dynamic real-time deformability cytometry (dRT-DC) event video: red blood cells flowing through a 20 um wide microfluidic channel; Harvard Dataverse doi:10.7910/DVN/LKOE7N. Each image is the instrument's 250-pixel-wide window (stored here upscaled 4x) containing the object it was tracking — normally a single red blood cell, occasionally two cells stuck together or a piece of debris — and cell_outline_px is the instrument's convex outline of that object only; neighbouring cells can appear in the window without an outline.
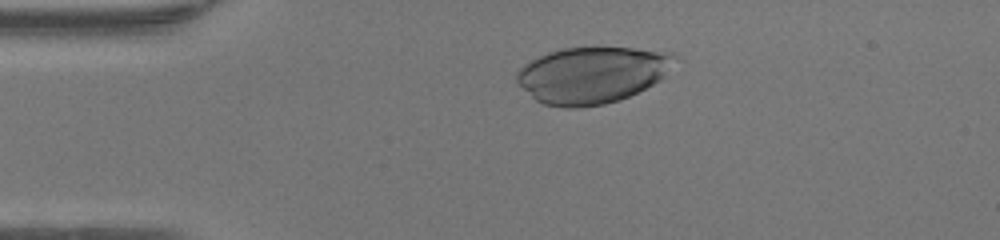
{"species": "human", "species_latin": "Homo sapiens", "temperature_condition": "warm", "stored_images_in_passage": 37, "camera_frame_rate_fps": 3000, "um_per_image_px": 0.085, "donor": {"sex": "female"}, "frame": {"image": 1, "passage_image": 8, "time_ms": 2.333, "image_size_px": [1000, 240], "cell_outline_px": [[676, 56], [664, 76], [660, 80], [620, 100], [604, 104], [580, 108], [564, 108], [544, 104], [536, 100], [516, 80], [516, 72], [524, 64], [548, 52], [560, 48], [632, 48], [672, 52]], "centroid_in_image_um": [50.31, 6.37], "position_along_channel_um": 34.7, "area_um2": 51.56}}
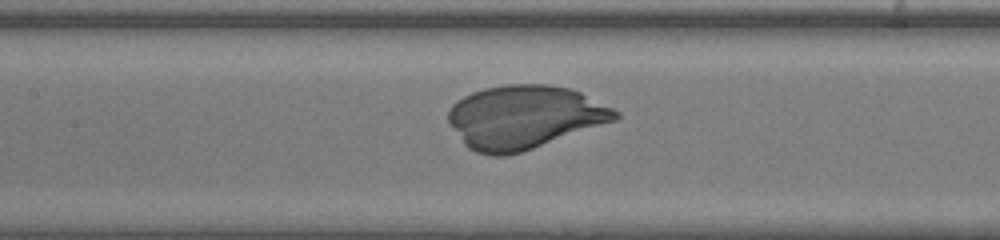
{"frame": {"image": 2, "passage_image": 20, "time_ms": 6.333, "image_size_px": [1000, 240], "cell_outline_px": [[620, 116], [616, 120], [520, 152], [504, 156], [492, 156], [476, 152], [468, 148], [464, 144], [448, 120], [448, 108], [456, 100], [472, 92], [484, 88], [504, 84], [548, 84], [568, 88], [580, 92], [620, 112]], "centroid_in_image_um": [44.53, 9.94], "position_along_channel_um": 162.9, "area_um2": 61.27}}
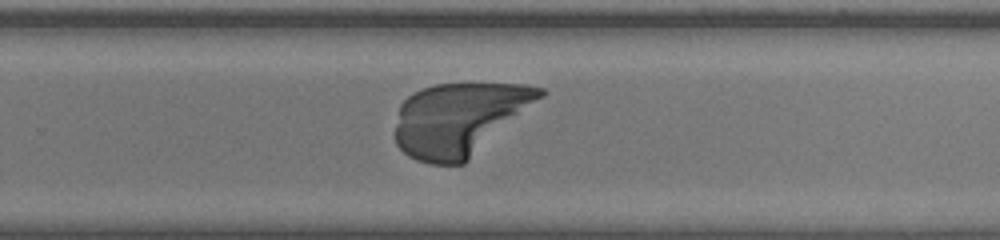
{"frame": {"image": 3, "passage_image": 29, "time_ms": 9.333, "image_size_px": [1000, 240], "cell_outline_px": [[548, 92], [544, 96], [464, 164], [428, 164], [416, 160], [408, 156], [396, 144], [396, 124], [400, 104], [408, 96], [424, 88], [436, 84], [528, 84], [544, 88]], "centroid_in_image_um": [39.06, 10.12], "position_along_channel_um": 290.7, "area_um2": 61.15}}